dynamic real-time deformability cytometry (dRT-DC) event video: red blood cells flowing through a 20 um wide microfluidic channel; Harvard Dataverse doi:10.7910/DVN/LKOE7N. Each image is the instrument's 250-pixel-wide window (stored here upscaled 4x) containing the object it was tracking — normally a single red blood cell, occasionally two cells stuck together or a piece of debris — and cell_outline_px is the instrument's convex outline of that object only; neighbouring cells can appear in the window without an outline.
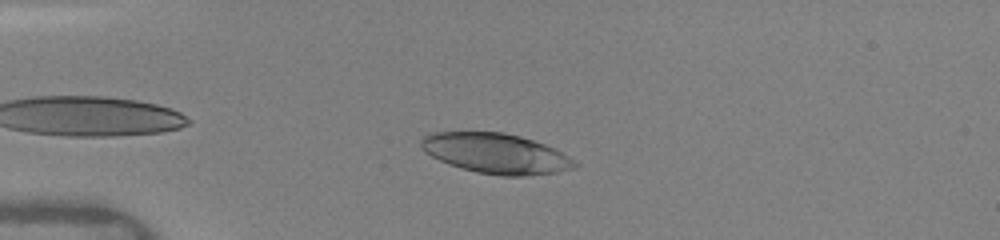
{"species": "human", "species_latin": "Homo sapiens", "temperature_condition": "warm", "stored_images_in_passage": 49, "camera_frame_rate_fps": 3000, "um_per_image_px": 0.085, "donor": {"sex": "female"}, "frame": {"image": 1, "passage_image": 9, "time_ms": 1.667, "image_size_px": [1000, 240], "cell_outline_px": [[580, 164], [576, 168], [556, 172], [524, 176], [504, 176], [476, 172], [460, 168], [448, 164], [424, 152], [420, 148], [420, 140], [428, 132], [504, 132], [520, 136], [544, 144], [568, 156]], "centroid_in_image_um": [42.12, 13.04], "position_along_channel_um": 42.9, "area_um2": 36.01}}
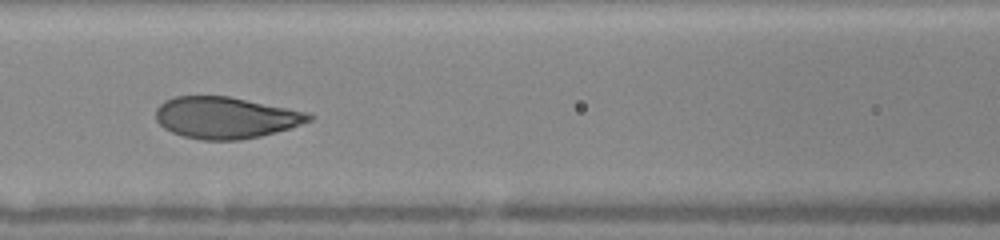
{"frame": {"image": 2, "passage_image": 25, "time_ms": 5.0, "image_size_px": [1000, 240], "cell_outline_px": [[312, 120], [288, 128], [260, 136], [240, 140], [204, 140], [184, 136], [172, 132], [164, 128], [156, 120], [156, 108], [164, 100], [176, 96], [228, 96], [288, 108], [304, 112], [312, 116]], "centroid_in_image_um": [19.12, 10.0], "position_along_channel_um": 147.5, "area_um2": 36.7}}
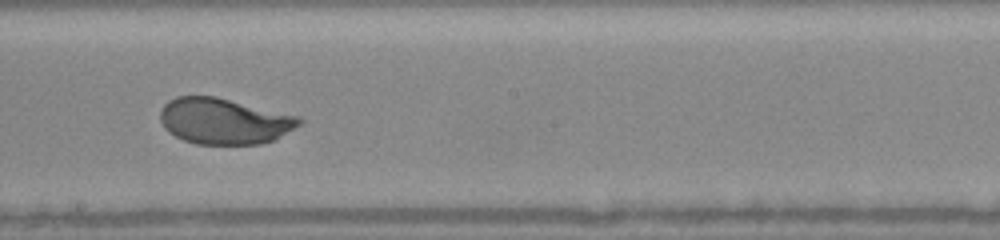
{"frame": {"image": 3, "passage_image": 32, "time_ms": 7.0, "image_size_px": [1000, 240], "cell_outline_px": [[304, 120], [300, 124], [276, 140], [260, 144], [196, 144], [184, 140], [168, 132], [164, 128], [160, 120], [160, 112], [164, 104], [168, 100], [176, 96], [216, 96], [300, 116]], "centroid_in_image_um": [19.06, 10.29], "position_along_channel_um": 229.1, "area_um2": 37.57}, "authors_computed_cell_mechanics": {"area_um2": 37.57, "velocity_mm_per_s": 4.1001, "shape_relaxation_time_tau1_ms": 2.0295, "shape_relaxation_time_tau2_ms": null, "deformation_change_tau1": 0.1553, "deformation_change_tau2": null}}